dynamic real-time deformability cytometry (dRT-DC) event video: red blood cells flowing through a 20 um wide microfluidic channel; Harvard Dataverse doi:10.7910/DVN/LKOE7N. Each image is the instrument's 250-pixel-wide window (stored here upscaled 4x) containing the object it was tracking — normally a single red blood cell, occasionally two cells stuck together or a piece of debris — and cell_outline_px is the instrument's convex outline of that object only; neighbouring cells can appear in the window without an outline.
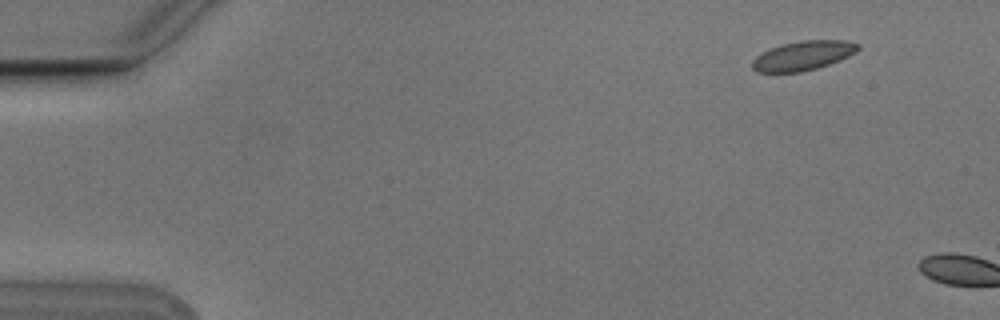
{"species": "Egyptian fruit bat (a non-hibernating species)", "species_latin": "Rousettus aegyptiacus", "temperature_condition": "cold", "stored_images_in_passage": 3, "camera_frame_rate_fps": 3000, "um_per_image_px": 0.085, "animal": {"sex": "male"}, "frame": {"image": 1, "passage_image": 2, "time_ms": 0.333, "image_size_px": [1000, 320], "cell_outline_px": [[860, 48], [856, 52], [840, 60], [816, 68], [800, 72], [756, 72], [752, 68], [752, 60], [756, 56], [772, 48], [784, 44], [804, 40], [844, 40], [860, 44]], "centroid_in_image_um": [68.28, 4.73], "position_along_channel_um": 16.7, "area_um2": 17.86}}